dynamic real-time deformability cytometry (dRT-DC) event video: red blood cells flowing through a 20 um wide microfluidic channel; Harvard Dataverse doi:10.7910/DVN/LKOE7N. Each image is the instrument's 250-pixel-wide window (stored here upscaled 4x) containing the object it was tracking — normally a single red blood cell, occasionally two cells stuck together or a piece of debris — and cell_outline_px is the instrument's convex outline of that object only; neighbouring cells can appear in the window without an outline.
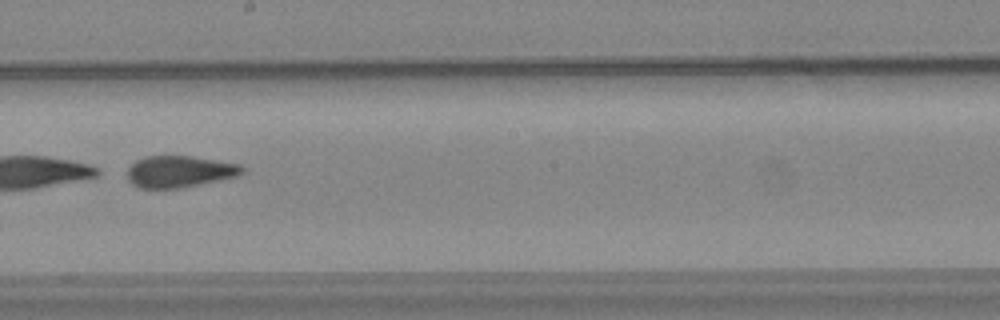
{"species": "common noctule bat (a hibernating species)", "species_latin": "Nyctalus noctula", "temperature_condition": "warm", "stored_images_in_passage": 42, "camera_frame_rate_fps": 3000, "um_per_image_px": 0.085, "animal": {"sex": "female", "body_mass_g": 24.6, "forearm_length_mm": 56.2}, "frame": {"image": 1, "passage_image": 24, "time_ms": 7.667, "image_size_px": [1000, 320], "cell_outline_px": [[244, 172], [236, 176], [180, 188], [140, 188], [132, 184], [128, 180], [128, 168], [136, 160], [144, 156], [192, 156], [240, 164], [244, 168]], "centroid_in_image_um": [15.23, 14.57], "position_along_channel_um": 233.0, "area_um2": 21.04}, "authors_computed_cell_mechanics": {"area_um2": 22.0796, "velocity_mm_per_s": 3.7701, "shape_relaxation_time_tau1_ms": 1.1034, "shape_relaxation_time_tau2_ms": 2.4071, "deformation_change_tau1": 0.2629, "deformation_change_tau2": 0.105}}